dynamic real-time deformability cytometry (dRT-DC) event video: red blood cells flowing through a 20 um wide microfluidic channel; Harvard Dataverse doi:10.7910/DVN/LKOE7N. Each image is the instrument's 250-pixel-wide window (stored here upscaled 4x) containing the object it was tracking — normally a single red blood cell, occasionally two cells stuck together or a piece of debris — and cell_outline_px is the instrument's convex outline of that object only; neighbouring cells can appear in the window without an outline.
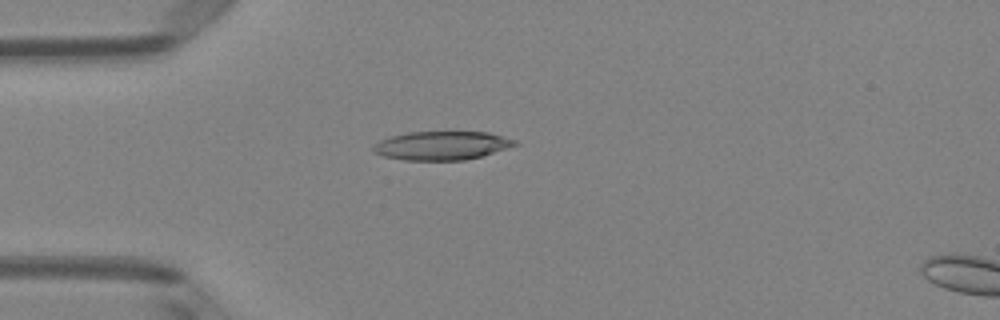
{"species": "Egyptian fruit bat (a non-hibernating species)", "species_latin": "Rousettus aegyptiacus", "temperature_condition": "room temperature", "stored_images_in_passage": 47, "camera_frame_rate_fps": 3000, "um_per_image_px": 0.085, "animal": {"sex": "female"}, "frame": {"image": 1, "passage_image": 10, "time_ms": 3.0, "image_size_px": [1000, 320], "cell_outline_px": [[520, 144], [508, 148], [480, 156], [464, 160], [404, 160], [384, 156], [372, 152], [372, 148], [380, 140], [392, 136], [408, 132], [488, 132], [516, 140]], "centroid_in_image_um": [37.56, 12.37], "position_along_channel_um": 47.4, "area_um2": 23.52}}
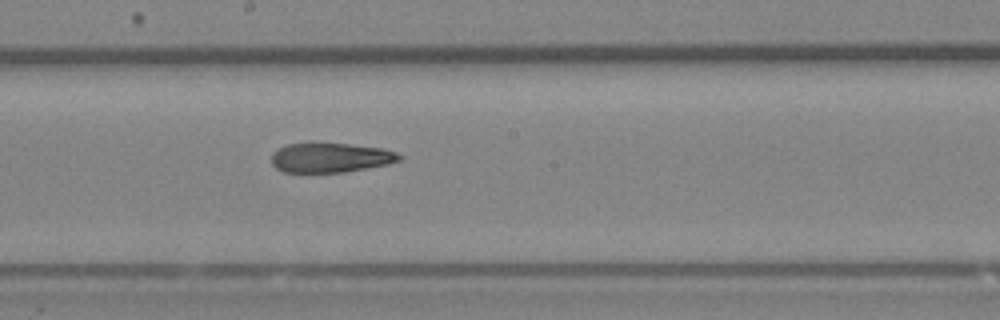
{"frame": {"image": 2, "passage_image": 24, "time_ms": 7.667, "image_size_px": [1000, 320], "cell_outline_px": [[404, 156], [400, 160], [388, 164], [344, 172], [284, 172], [276, 168], [272, 164], [272, 152], [288, 144], [348, 144], [384, 148], [396, 152]], "centroid_in_image_um": [28.13, 13.41], "position_along_channel_um": 220.1, "area_um2": 21.79}}
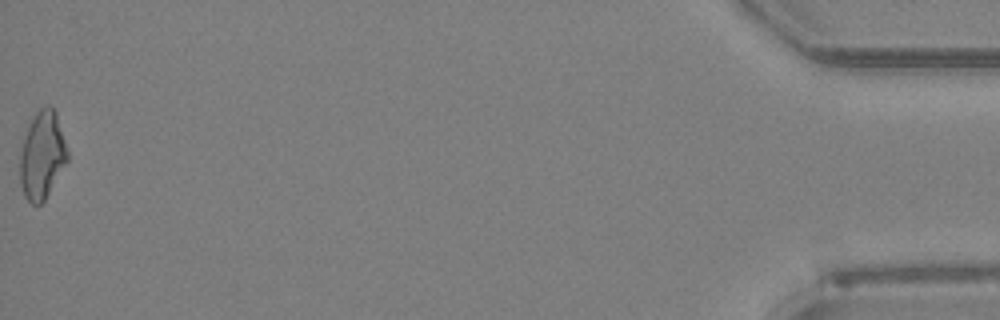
{"frame": {"image": 3, "passage_image": 47, "time_ms": 15.333, "image_size_px": [1000, 320], "cell_outline_px": [[68, 160], [44, 200], [40, 204], [32, 204], [24, 196], [20, 184], [20, 152], [24, 136], [36, 112], [40, 108], [48, 104], [56, 112], [68, 152]], "centroid_in_image_um": [3.57, 13.2], "position_along_channel_um": 431.6, "area_um2": 23.99}, "authors_computed_cell_mechanics": {"area_um2": 23.698, "velocity_mm_per_s": 4.0412, "shape_relaxation_time_tau1_ms": 10.9374, "shape_relaxation_time_tau2_ms": 3.445, "deformation_change_tau1": 0.2578, "deformation_change_tau2": 0.1427}}